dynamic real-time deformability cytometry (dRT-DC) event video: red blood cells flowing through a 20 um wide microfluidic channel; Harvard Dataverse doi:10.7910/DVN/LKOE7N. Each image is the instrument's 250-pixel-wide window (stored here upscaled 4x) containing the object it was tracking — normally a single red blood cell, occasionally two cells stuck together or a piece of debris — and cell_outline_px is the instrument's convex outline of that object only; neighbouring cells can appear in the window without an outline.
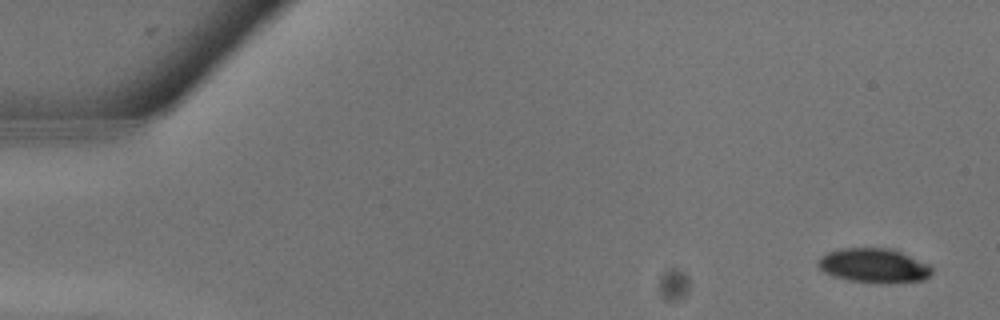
{"species": "common noctule bat (a hibernating species)", "species_latin": "Nyctalus noctula", "temperature_condition": "warm", "stored_images_in_passage": 11, "camera_frame_rate_fps": 3000, "um_per_image_px": 0.085, "animal": {"sex": "male", "body_mass_g": 13.3}, "frame": {"image": 1, "passage_image": 2, "time_ms": 0.333, "image_size_px": [1000, 320], "cell_outline_px": [[932, 272], [924, 280], [880, 284], [848, 280], [832, 276], [824, 272], [816, 264], [820, 256], [828, 252], [840, 248], [892, 248], [928, 264], [932, 268]], "centroid_in_image_um": [74.25, 22.58], "position_along_channel_um": 10.8, "area_um2": 22.95}}
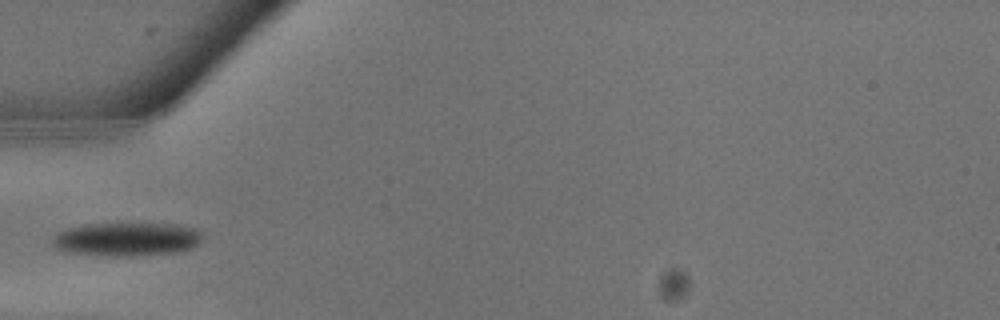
{"frame": {"image": 2, "passage_image": 10, "time_ms": 3.0, "image_size_px": [1000, 320], "cell_outline_px": [[204, 236], [192, 248], [176, 252], [112, 256], [64, 252], [56, 248], [52, 244], [52, 236], [68, 228], [84, 224], [176, 224], [196, 228], [204, 232]], "centroid_in_image_um": [10.77, 20.32], "position_along_channel_um": 74.2, "area_um2": 29.19}}